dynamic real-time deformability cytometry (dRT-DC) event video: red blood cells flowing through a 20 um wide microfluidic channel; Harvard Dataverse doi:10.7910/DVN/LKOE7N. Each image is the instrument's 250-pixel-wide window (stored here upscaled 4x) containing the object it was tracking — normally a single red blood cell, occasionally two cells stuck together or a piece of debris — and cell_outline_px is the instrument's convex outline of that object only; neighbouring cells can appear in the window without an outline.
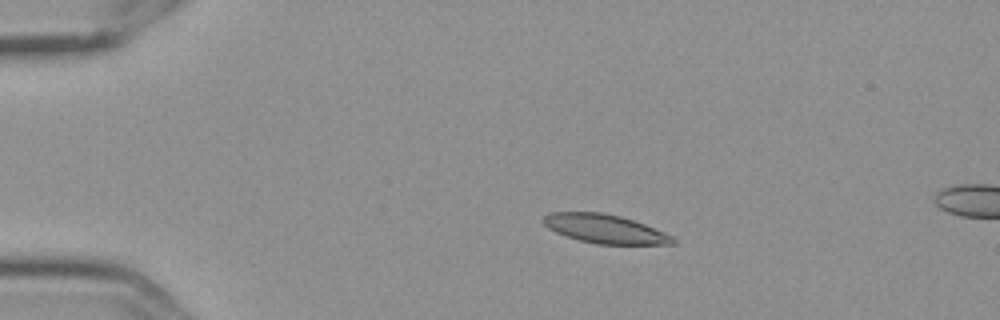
{"species": "Egyptian fruit bat (a non-hibernating species)", "species_latin": "Rousettus aegyptiacus", "temperature_condition": "cold", "stored_images_in_passage": 12, "camera_frame_rate_fps": 3000, "um_per_image_px": 0.085, "frame": {"image": 1, "passage_image": 6, "time_ms": 1.667, "image_size_px": [1000, 320], "cell_outline_px": [[664, 236], [656, 244], [604, 244], [584, 240], [560, 232], [552, 228], [548, 224], [564, 212], [592, 212], [616, 216], [652, 228], [660, 232]], "centroid_in_image_um": [51.4, 19.46], "position_along_channel_um": 33.6, "area_um2": 18.26}}